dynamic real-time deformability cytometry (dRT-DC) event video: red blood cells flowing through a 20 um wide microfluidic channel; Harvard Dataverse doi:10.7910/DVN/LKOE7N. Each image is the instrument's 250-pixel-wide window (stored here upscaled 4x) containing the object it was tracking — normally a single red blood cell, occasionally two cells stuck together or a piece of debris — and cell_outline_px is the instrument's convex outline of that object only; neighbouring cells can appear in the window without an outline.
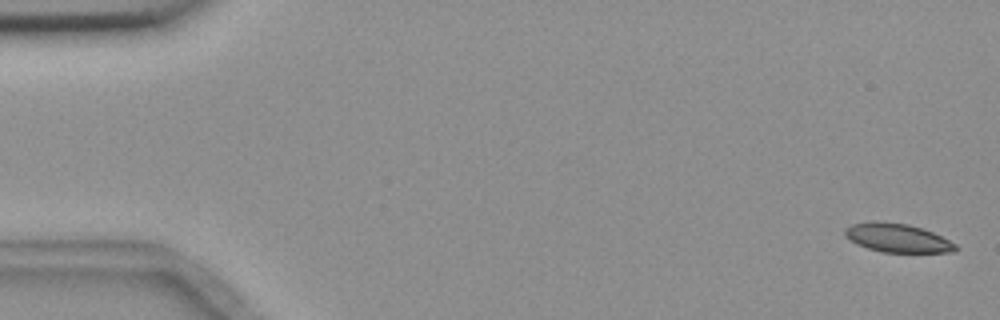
{"species": "common noctule bat (a hibernating species)", "species_latin": "Nyctalus noctula", "temperature_condition": "room temperature", "stored_images_in_passage": 5, "camera_frame_rate_fps": 3000, "um_per_image_px": 0.085, "animal": {"sex": "female", "body_mass_g": 18.4}, "frame": {"image": 1, "passage_image": 1, "time_ms": 0.0, "image_size_px": [1000, 320], "cell_outline_px": [[960, 248], [956, 252], [880, 252], [856, 244], [844, 236], [844, 228], [852, 224], [872, 220], [880, 220], [908, 224], [932, 232], [956, 244]], "centroid_in_image_um": [76.24, 20.21], "position_along_channel_um": 8.8, "area_um2": 18.73}}
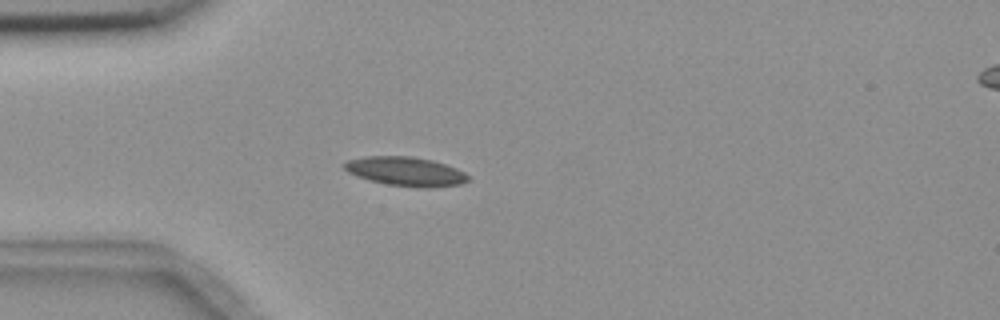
{"frame": {"image": 2, "passage_image": 5, "time_ms": 4.667, "image_size_px": [1000, 320], "cell_outline_px": [[472, 176], [468, 180], [460, 184], [432, 188], [416, 188], [388, 184], [368, 180], [356, 176], [348, 172], [344, 168], [344, 164], [348, 160], [364, 156], [412, 156], [432, 160], [456, 168]], "centroid_in_image_um": [34.5, 14.58], "position_along_channel_um": 50.5, "area_um2": 21.15}}